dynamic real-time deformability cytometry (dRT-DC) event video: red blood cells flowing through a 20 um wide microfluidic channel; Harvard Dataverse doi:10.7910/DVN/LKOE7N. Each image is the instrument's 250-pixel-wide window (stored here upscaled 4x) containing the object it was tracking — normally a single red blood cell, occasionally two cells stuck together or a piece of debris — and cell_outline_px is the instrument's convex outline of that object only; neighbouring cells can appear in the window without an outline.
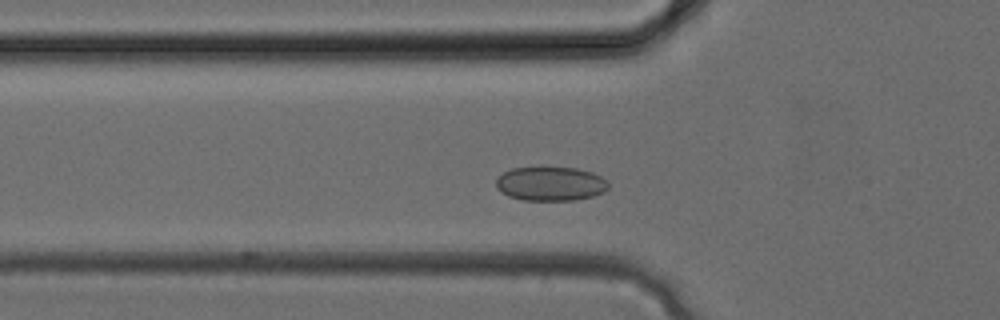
{"species": "common noctule bat (a hibernating species)", "species_latin": "Nyctalus noctula", "temperature_condition": "cold", "stored_images_in_passage": 26, "camera_frame_rate_fps": 3000, "um_per_image_px": 0.085, "animal": {"sex": "female", "body_mass_g": 24.6, "forearm_length_mm": 56.2}, "frame": {"image": 1, "passage_image": 4, "time_ms": 1.0, "image_size_px": [1000, 320], "cell_outline_px": [[608, 188], [604, 192], [592, 196], [576, 200], [524, 200], [508, 196], [496, 188], [496, 180], [504, 172], [512, 168], [540, 164], [576, 168], [592, 172], [600, 176], [608, 184]], "centroid_in_image_um": [46.76, 15.57], "position_along_channel_um": 79.0, "area_um2": 23.0}}
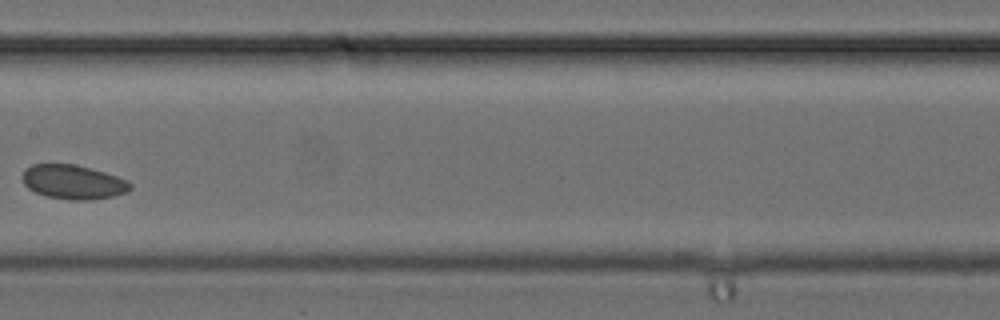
{"frame": {"image": 2, "passage_image": 10, "time_ms": 3.0, "image_size_px": [1000, 320], "cell_outline_px": [[132, 188], [128, 192], [112, 196], [92, 200], [68, 200], [48, 196], [36, 192], [28, 188], [24, 184], [24, 168], [32, 164], [72, 164], [104, 172], [128, 180], [132, 184]], "centroid_in_image_um": [6.25, 15.48], "position_along_channel_um": 201.2, "area_um2": 21.39}}
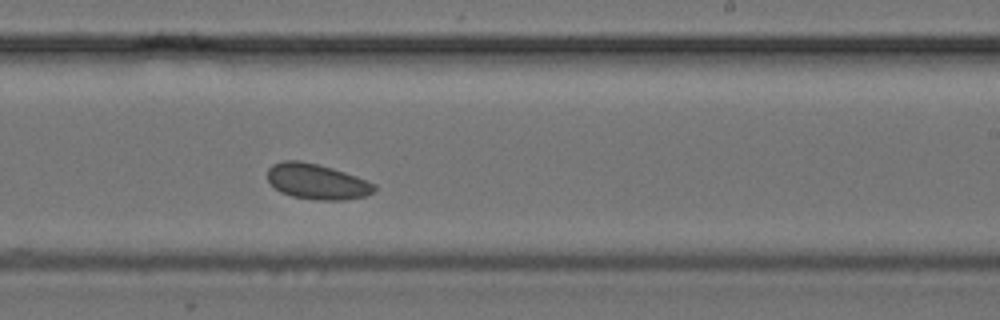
{"frame": {"image": 3, "passage_image": 13, "time_ms": 4.0, "image_size_px": [1000, 320], "cell_outline_px": [[376, 192], [368, 196], [344, 200], [316, 200], [292, 196], [280, 192], [268, 180], [268, 168], [272, 164], [280, 160], [300, 160], [332, 168], [356, 176], [376, 184]], "centroid_in_image_um": [26.96, 15.44], "position_along_channel_um": 262.0, "area_um2": 22.25}}